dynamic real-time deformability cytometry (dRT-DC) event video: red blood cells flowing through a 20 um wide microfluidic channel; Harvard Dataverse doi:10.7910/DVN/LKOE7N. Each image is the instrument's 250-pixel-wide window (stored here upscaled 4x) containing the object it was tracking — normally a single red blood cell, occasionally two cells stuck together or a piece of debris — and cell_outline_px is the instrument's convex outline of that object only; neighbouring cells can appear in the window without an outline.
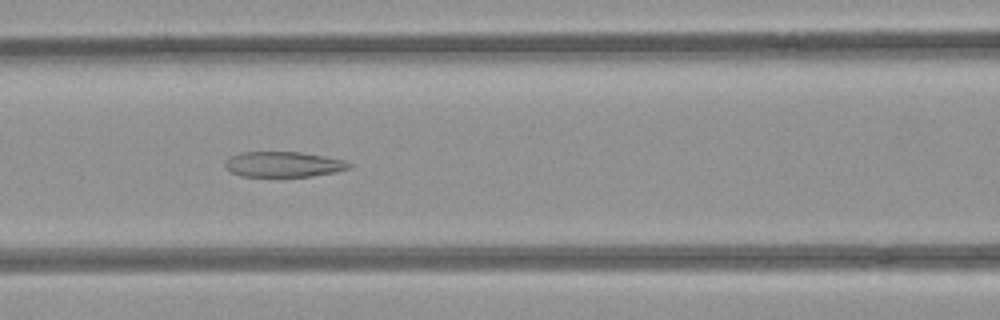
{"species": "common noctule bat (a hibernating species)", "species_latin": "Nyctalus noctula", "temperature_condition": "room temperature", "stored_images_in_passage": 51, "camera_frame_rate_fps": 3000, "um_per_image_px": 0.085, "animal": {"sex": "female", "body_mass_g": 21.9}, "frame": {"image": 1, "passage_image": 21, "time_ms": 6.667, "image_size_px": [1000, 320], "cell_outline_px": [[352, 168], [336, 172], [312, 176], [240, 176], [232, 172], [224, 164], [224, 160], [240, 152], [300, 152], [324, 156], [344, 160], [352, 164]], "centroid_in_image_um": [24.12, 13.96], "position_along_channel_um": 142.5, "area_um2": 18.32}}
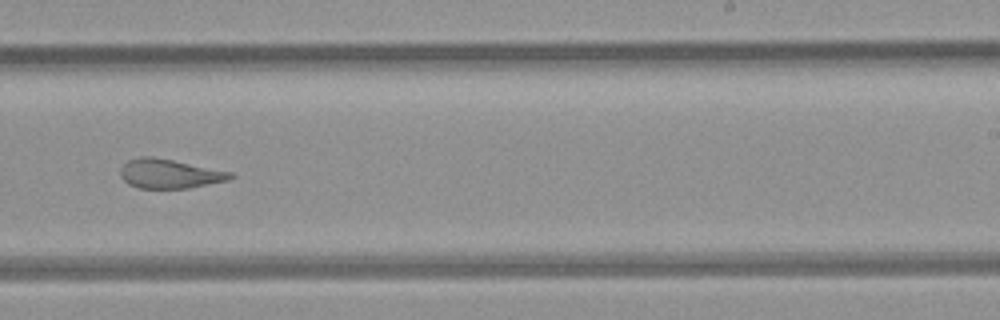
{"frame": {"image": 2, "passage_image": 31, "time_ms": 10.0, "image_size_px": [1000, 320], "cell_outline_px": [[236, 176], [228, 180], [188, 188], [140, 188], [128, 184], [120, 176], [120, 168], [128, 160], [140, 156], [152, 156], [232, 172]], "centroid_in_image_um": [14.39, 14.76], "position_along_channel_um": 274.6, "area_um2": 18.67}}
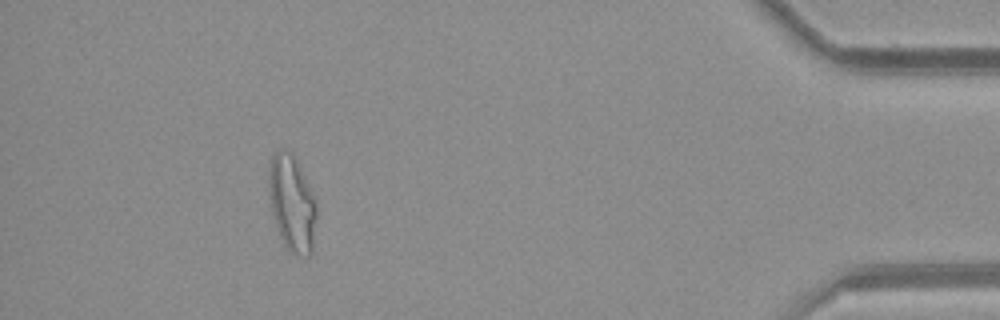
{"frame": {"image": 3, "passage_image": 46, "time_ms": 15.0, "image_size_px": [1000, 320], "cell_outline_px": [[316, 216], [312, 252], [308, 256], [300, 256], [288, 252], [280, 236], [272, 212], [268, 188], [268, 168], [272, 156], [280, 148], [288, 148], [292, 152], [300, 168], [316, 204]], "centroid_in_image_um": [24.79, 17.28], "position_along_channel_um": 410.4, "area_um2": 26.65}, "authors_computed_cell_mechanics": {"area_um2": 23.12, "velocity_mm_per_s": 3.9687, "shape_relaxation_time_tau1_ms": null, "shape_relaxation_time_tau2_ms": 2.3387, "deformation_change_tau1": null, "deformation_change_tau2": 0.1199}}